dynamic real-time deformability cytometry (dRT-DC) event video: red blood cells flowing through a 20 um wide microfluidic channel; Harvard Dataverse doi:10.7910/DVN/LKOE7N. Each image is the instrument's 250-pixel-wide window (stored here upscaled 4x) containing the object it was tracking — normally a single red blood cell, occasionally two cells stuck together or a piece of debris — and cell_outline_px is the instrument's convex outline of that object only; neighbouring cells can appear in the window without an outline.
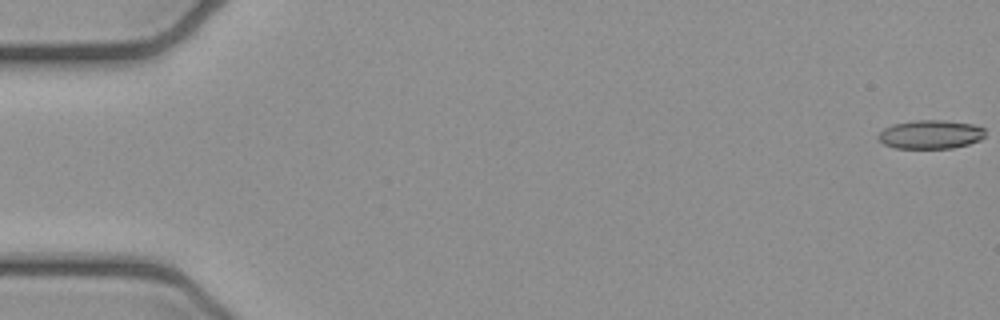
{"species": "common noctule bat (a hibernating species)", "species_latin": "Nyctalus noctula", "temperature_condition": "cold", "stored_images_in_passage": 7, "camera_frame_rate_fps": 3000, "um_per_image_px": 0.085, "animal": {"sex": "female", "body_mass_g": 21.9}, "frame": {"image": 1, "passage_image": 1, "time_ms": 0.0, "image_size_px": [1000, 320], "cell_outline_px": [[984, 136], [980, 140], [968, 144], [952, 148], [896, 148], [884, 144], [876, 140], [876, 136], [884, 128], [892, 124], [916, 120], [944, 120], [972, 124], [984, 128]], "centroid_in_image_um": [79.05, 11.42], "position_along_channel_um": 5.9, "area_um2": 17.98}}
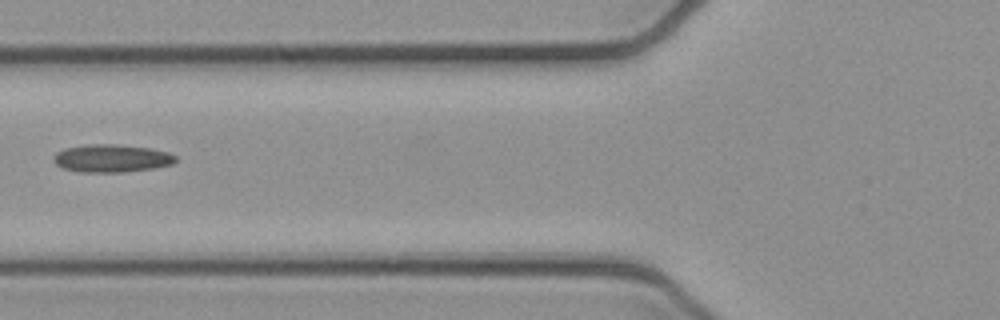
{"frame": {"image": 2, "passage_image": 6, "time_ms": 1.667, "image_size_px": [1000, 320], "cell_outline_px": [[176, 160], [172, 164], [152, 168], [124, 172], [80, 172], [64, 168], [56, 164], [52, 160], [56, 152], [64, 148], [88, 144], [116, 144], [148, 148], [168, 152], [176, 156]], "centroid_in_image_um": [9.46, 13.45], "position_along_channel_um": 116.3, "area_um2": 19.71}}
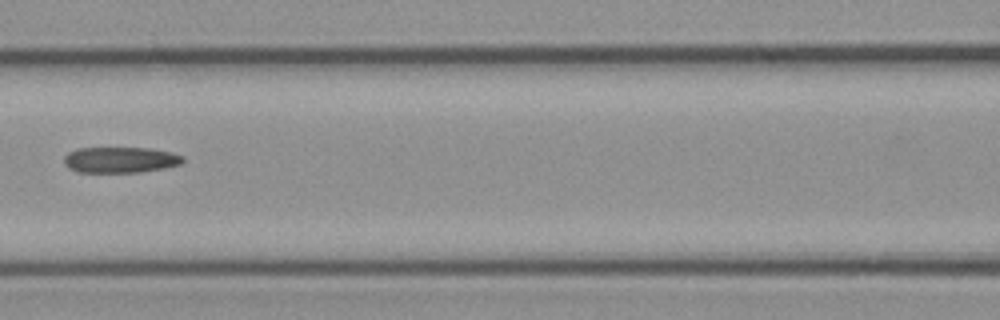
{"frame": {"image": 3, "passage_image": 7, "time_ms": 2.0, "image_size_px": [1000, 320], "cell_outline_px": [[184, 160], [180, 164], [164, 168], [140, 172], [76, 172], [68, 168], [64, 164], [64, 156], [68, 152], [76, 148], [152, 148], [172, 152], [184, 156]], "centroid_in_image_um": [10.21, 13.58], "position_along_channel_um": 156.4, "area_um2": 18.09}}